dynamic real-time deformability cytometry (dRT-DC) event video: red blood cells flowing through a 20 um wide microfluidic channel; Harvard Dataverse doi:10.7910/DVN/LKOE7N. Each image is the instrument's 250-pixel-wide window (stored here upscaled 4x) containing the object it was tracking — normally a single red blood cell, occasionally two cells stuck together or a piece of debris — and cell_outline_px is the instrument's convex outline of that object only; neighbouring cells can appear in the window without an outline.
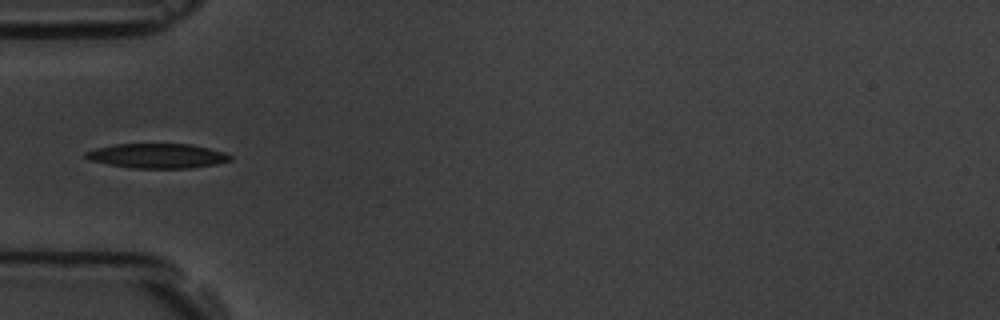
{"species": "common noctule bat (a hibernating species)", "species_latin": "Nyctalus noctula", "temperature_condition": "room temperature", "stored_images_in_passage": 6, "camera_frame_rate_fps": 3000, "um_per_image_px": 0.085, "animal": {"sex": "male", "body_mass_g": 19.5, "forearm_length_mm": 54.6}, "frame": {"image": 1, "passage_image": 6, "time_ms": 5.667, "image_size_px": [1000, 320], "cell_outline_px": [[232, 160], [216, 164], [192, 168], [132, 168], [108, 164], [88, 160], [84, 156], [84, 152], [96, 148], [116, 144], [192, 144], [224, 152], [232, 156]], "centroid_in_image_um": [13.37, 13.25], "position_along_channel_um": 71.6, "area_um2": 20.81}}